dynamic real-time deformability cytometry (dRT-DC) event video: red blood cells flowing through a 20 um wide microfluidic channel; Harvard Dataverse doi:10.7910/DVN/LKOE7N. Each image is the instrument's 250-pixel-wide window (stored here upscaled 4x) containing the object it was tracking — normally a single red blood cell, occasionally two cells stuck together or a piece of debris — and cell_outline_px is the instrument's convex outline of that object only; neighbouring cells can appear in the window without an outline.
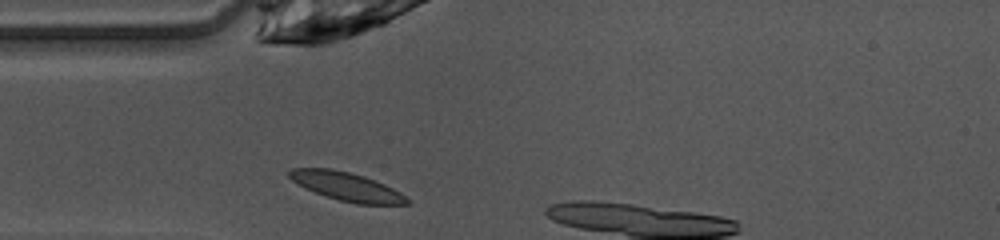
{"species": "common noctule bat (a hibernating species)", "species_latin": "Nyctalus noctula", "temperature_condition": "warm", "stored_images_in_passage": 5, "camera_frame_rate_fps": 3000, "um_per_image_px": 0.085, "animal": {"sex": "female", "body_mass_g": 10.0, "forearm_length_mm": 53.1}, "frame": {"image": 1, "passage_image": 1, "time_ms": 0.0, "image_size_px": [1000, 240], "cell_outline_px": [[412, 204], [356, 204], [324, 196], [304, 188], [292, 180], [288, 176], [288, 172], [292, 168], [332, 168], [364, 176], [384, 184], [400, 192], [412, 200]], "centroid_in_image_um": [29.48, 15.86], "position_along_channel_um": 55.5, "area_um2": 19.65}}